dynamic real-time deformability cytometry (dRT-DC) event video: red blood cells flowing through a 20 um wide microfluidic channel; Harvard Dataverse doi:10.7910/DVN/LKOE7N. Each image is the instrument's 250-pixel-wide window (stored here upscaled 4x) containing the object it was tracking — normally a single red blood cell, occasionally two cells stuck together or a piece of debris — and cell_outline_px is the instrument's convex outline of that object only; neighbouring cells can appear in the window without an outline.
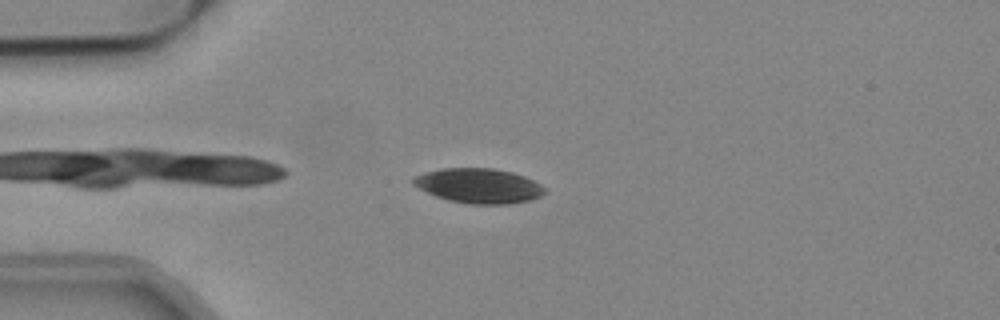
{"species": "common noctule bat (a hibernating species)", "species_latin": "Nyctalus noctula", "temperature_condition": "cold", "stored_images_in_passage": 9, "camera_frame_rate_fps": 3000, "um_per_image_px": 0.085, "animal": {"sex": "male", "body_mass_g": 19.2, "forearm_length_mm": 51.8}, "frame": {"image": 1, "passage_image": 4, "time_ms": 1.0, "image_size_px": [1000, 320], "cell_outline_px": [[544, 192], [540, 196], [528, 200], [508, 204], [472, 204], [448, 200], [436, 196], [412, 184], [412, 176], [424, 172], [440, 168], [492, 168], [512, 172], [524, 176], [540, 184], [544, 188]], "centroid_in_image_um": [40.65, 15.78], "position_along_channel_um": 44.4, "area_um2": 26.47}}